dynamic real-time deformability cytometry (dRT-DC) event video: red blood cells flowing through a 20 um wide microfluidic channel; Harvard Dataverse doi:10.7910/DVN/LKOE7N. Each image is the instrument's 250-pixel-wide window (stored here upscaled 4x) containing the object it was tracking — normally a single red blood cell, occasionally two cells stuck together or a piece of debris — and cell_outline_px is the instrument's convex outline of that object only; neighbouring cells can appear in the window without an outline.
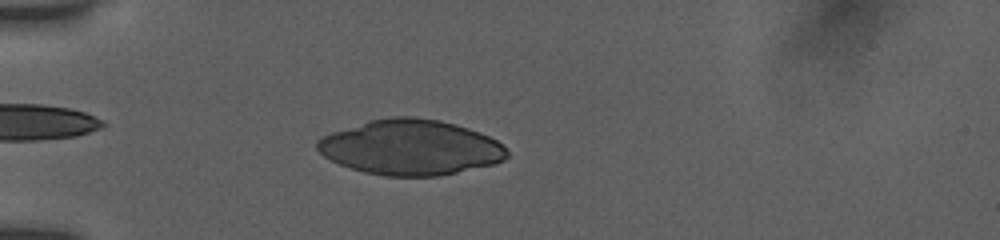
{"species": "human", "species_latin": "Homo sapiens", "temperature_condition": "room temperature", "stored_images_in_passage": 41, "camera_frame_rate_fps": 3000, "um_per_image_px": 0.085, "donor": {"sex": "female"}, "frame": {"image": 1, "passage_image": 7, "time_ms": 2.0, "image_size_px": [1000, 240], "cell_outline_px": [[508, 156], [504, 160], [492, 164], [456, 172], [436, 176], [384, 176], [364, 172], [340, 164], [324, 156], [316, 148], [316, 140], [332, 132], [368, 120], [388, 116], [412, 116], [440, 120], [456, 124], [480, 132], [496, 140], [508, 152]], "centroid_in_image_um": [34.88, 12.51], "position_along_channel_um": 50.1, "area_um2": 60.92}}